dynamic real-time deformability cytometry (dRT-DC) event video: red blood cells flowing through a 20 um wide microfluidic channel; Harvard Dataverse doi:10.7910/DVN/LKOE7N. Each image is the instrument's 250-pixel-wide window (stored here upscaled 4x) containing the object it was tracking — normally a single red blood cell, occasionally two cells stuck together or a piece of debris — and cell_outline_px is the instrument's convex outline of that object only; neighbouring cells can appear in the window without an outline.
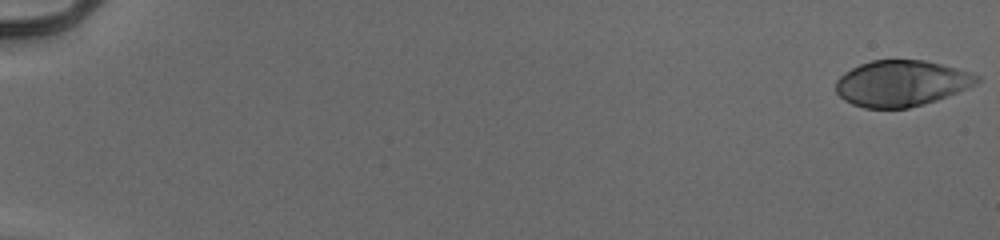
{"species": "human", "species_latin": "Homo sapiens", "temperature_condition": "cold", "stored_images_in_passage": 55, "camera_frame_rate_fps": 3000, "um_per_image_px": 0.085, "donor": {"sex": "male"}, "frame": {"image": 1, "passage_image": 1, "time_ms": 0.0, "image_size_px": [1000, 240], "cell_outline_px": [[980, 80], [976, 84], [968, 88], [936, 100], [924, 104], [908, 108], [864, 108], [852, 104], [844, 100], [836, 92], [836, 80], [844, 72], [860, 64], [872, 60], [924, 60], [972, 72], [980, 76]], "centroid_in_image_um": [76.61, 7.08], "position_along_channel_um": 8.4, "area_um2": 37.8}}
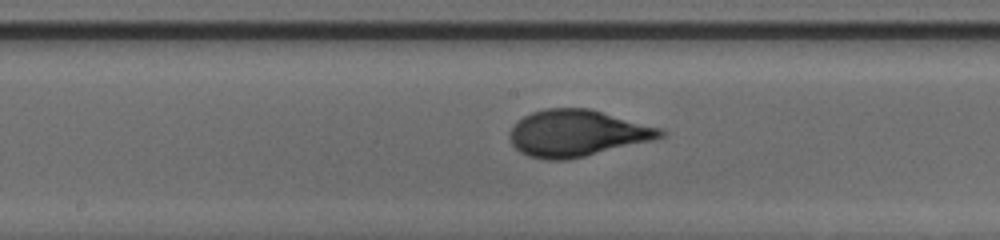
{"frame": {"image": 2, "passage_image": 31, "time_ms": 10.0, "image_size_px": [1000, 240], "cell_outline_px": [[668, 132], [664, 136], [656, 140], [568, 160], [544, 160], [528, 156], [520, 152], [512, 144], [508, 136], [508, 132], [524, 116], [532, 112], [548, 108], [592, 108], [660, 128]], "centroid_in_image_um": [49.08, 11.33], "position_along_channel_um": 199.1, "area_um2": 41.27}}
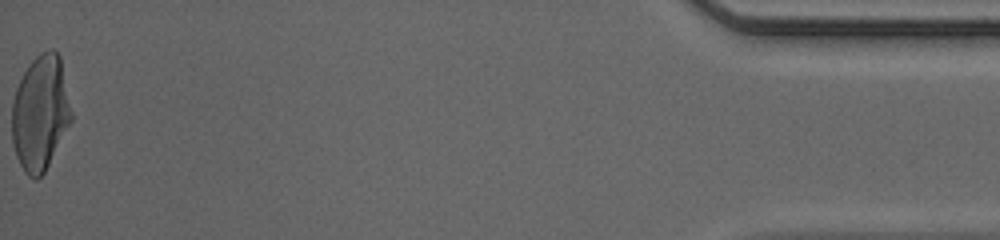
{"frame": {"image": 3, "passage_image": 55, "time_ms": 18.0, "image_size_px": [1000, 240], "cell_outline_px": [[72, 120], [44, 172], [36, 180], [32, 180], [24, 172], [16, 156], [12, 140], [12, 104], [16, 88], [24, 72], [32, 60], [40, 52], [48, 48], [52, 48], [60, 56], [72, 112]], "centroid_in_image_um": [3.42, 9.59], "position_along_channel_um": 431.8, "area_um2": 39.82}, "authors_computed_cell_mechanics": {"area_um2": 39.3618, "velocity_mm_per_s": 3.95, "shape_relaxation_time_tau1_ms": 4.9312, "shape_relaxation_time_tau2_ms": null, "deformation_change_tau1": 0.2275, "deformation_change_tau2": null}}